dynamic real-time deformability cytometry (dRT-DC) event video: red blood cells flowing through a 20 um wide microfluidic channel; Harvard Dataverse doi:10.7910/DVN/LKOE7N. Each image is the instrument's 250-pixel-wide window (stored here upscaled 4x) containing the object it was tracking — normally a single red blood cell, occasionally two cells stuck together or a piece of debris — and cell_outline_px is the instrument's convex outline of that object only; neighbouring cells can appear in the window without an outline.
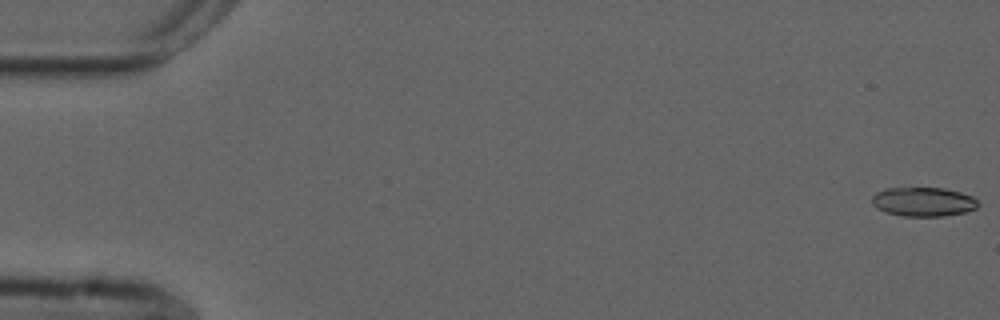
{"species": "common noctule bat (a hibernating species)", "species_latin": "Nyctalus noctula", "temperature_condition": "cold", "stored_images_in_passage": 54, "camera_frame_rate_fps": 3000, "um_per_image_px": 0.085, "animal": {"sex": "male", "forearm_length_mm": 52.5}, "frame": {"image": 1, "passage_image": 1, "time_ms": 0.0, "image_size_px": [1000, 320], "cell_outline_px": [[980, 204], [976, 208], [964, 212], [944, 216], [904, 216], [884, 212], [876, 208], [872, 204], [872, 196], [876, 192], [888, 188], [944, 188], [960, 192], [972, 196]], "centroid_in_image_um": [78.47, 17.15], "position_along_channel_um": 6.5, "area_um2": 18.03}}
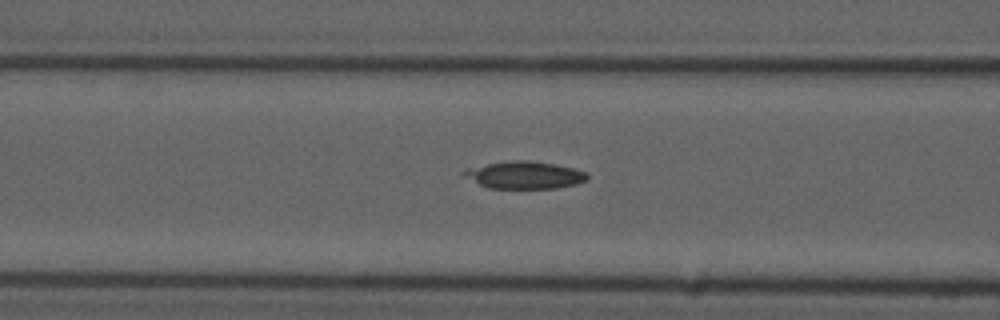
{"frame": {"image": 2, "passage_image": 22, "time_ms": 7.0, "image_size_px": [1000, 320], "cell_outline_px": [[588, 180], [576, 184], [556, 188], [488, 188], [460, 176], [460, 172], [468, 168], [488, 164], [512, 160], [528, 160], [556, 164], [588, 172]], "centroid_in_image_um": [44.56, 14.88], "position_along_channel_um": 122.0, "area_um2": 19.83}}
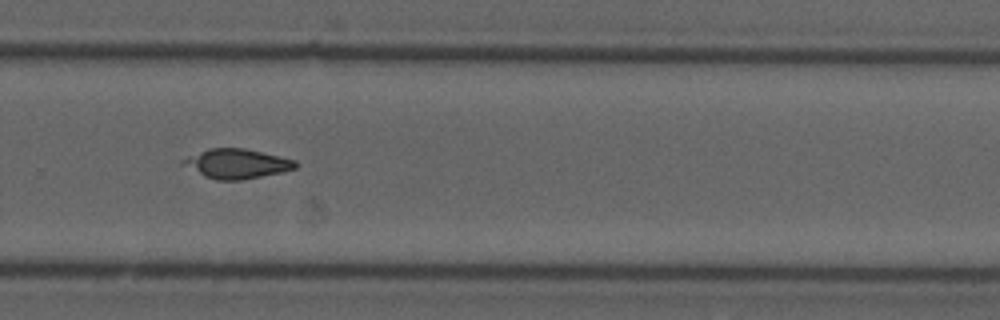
{"frame": {"image": 3, "passage_image": 37, "time_ms": 12.0, "image_size_px": [1000, 320], "cell_outline_px": [[300, 164], [296, 168], [284, 172], [240, 180], [216, 180], [204, 176], [180, 164], [180, 160], [188, 156], [208, 148], [244, 148], [280, 156], [296, 160]], "centroid_in_image_um": [20.13, 13.91], "position_along_channel_um": 309.7, "area_um2": 19.54}}